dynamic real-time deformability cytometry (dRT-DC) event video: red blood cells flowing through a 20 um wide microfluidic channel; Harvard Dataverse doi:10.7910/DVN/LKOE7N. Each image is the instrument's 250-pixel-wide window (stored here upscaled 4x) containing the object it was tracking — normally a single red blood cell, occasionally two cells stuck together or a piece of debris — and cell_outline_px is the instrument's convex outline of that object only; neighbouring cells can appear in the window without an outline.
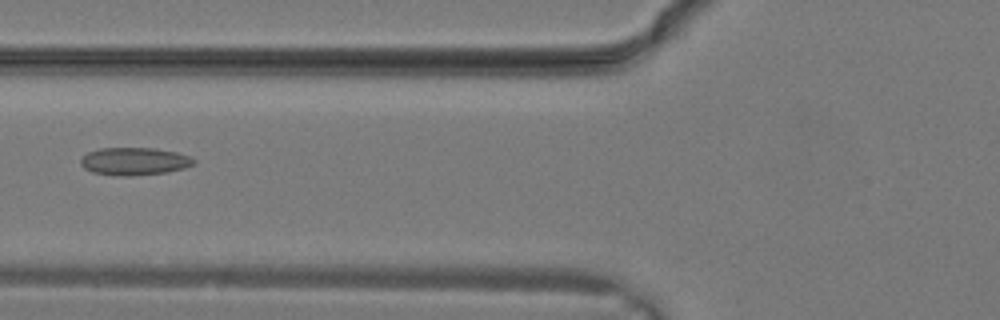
{"species": "common noctule bat (a hibernating species)", "species_latin": "Nyctalus noctula", "temperature_condition": "warm", "stored_images_in_passage": 22, "camera_frame_rate_fps": 3000, "um_per_image_px": 0.085, "animal": {"sex": "male", "body_mass_g": 19.2, "forearm_length_mm": 51.8}, "frame": {"image": 1, "passage_image": 4, "time_ms": 1.0, "image_size_px": [1000, 320], "cell_outline_px": [[196, 164], [184, 168], [168, 172], [128, 176], [124, 176], [92, 172], [84, 168], [80, 164], [80, 160], [88, 152], [100, 148], [156, 148], [176, 152], [188, 156], [196, 160]], "centroid_in_image_um": [11.44, 13.71], "position_along_channel_um": 114.4, "area_um2": 18.21}}
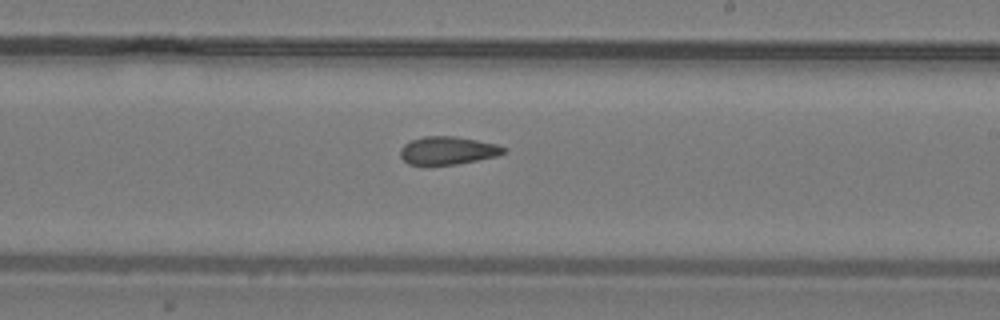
{"frame": {"image": 2, "passage_image": 10, "time_ms": 3.0, "image_size_px": [1000, 320], "cell_outline_px": [[508, 152], [496, 156], [456, 164], [408, 164], [400, 156], [400, 148], [404, 144], [412, 140], [424, 136], [456, 136], [496, 144], [508, 148]], "centroid_in_image_um": [38.08, 12.78], "position_along_channel_um": 250.9, "area_um2": 16.76}}
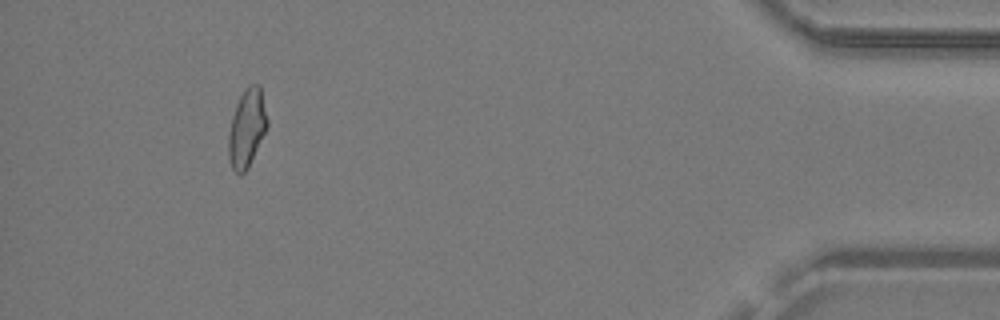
{"frame": {"image": 3, "passage_image": 20, "time_ms": 6.333, "image_size_px": [1000, 320], "cell_outline_px": [[268, 124], [248, 168], [240, 176], [232, 168], [228, 156], [228, 132], [232, 116], [236, 104], [244, 88], [248, 84], [260, 84], [268, 120]], "centroid_in_image_um": [20.97, 10.86], "position_along_channel_um": 414.2, "area_um2": 17.69}}